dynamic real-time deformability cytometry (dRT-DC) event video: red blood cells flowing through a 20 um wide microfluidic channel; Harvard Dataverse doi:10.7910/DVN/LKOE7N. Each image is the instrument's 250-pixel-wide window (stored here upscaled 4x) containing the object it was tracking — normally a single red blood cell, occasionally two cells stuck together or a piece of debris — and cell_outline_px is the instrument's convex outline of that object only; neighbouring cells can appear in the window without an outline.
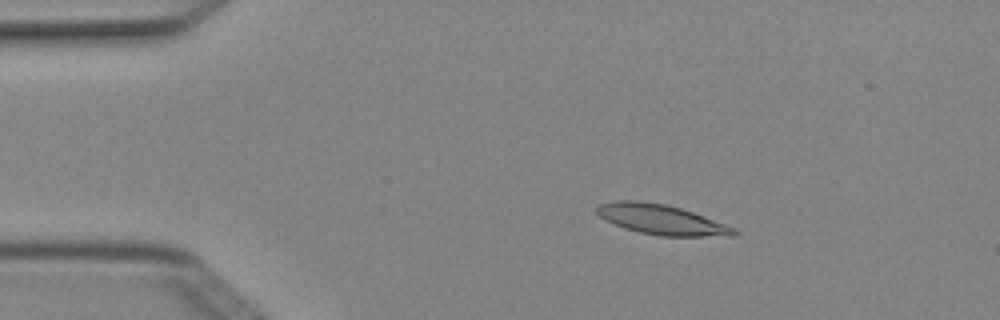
{"species": "Egyptian fruit bat (a non-hibernating species)", "species_latin": "Rousettus aegyptiacus", "temperature_condition": "cold", "stored_images_in_passage": 4, "camera_frame_rate_fps": 3000, "um_per_image_px": 0.085, "animal": {"sex": "female"}, "frame": {"image": 1, "passage_image": 3, "time_ms": 0.667, "image_size_px": [1000, 320], "cell_outline_px": [[740, 232], [736, 236], [660, 236], [640, 232], [624, 228], [612, 224], [604, 220], [596, 212], [596, 208], [600, 204], [612, 200], [636, 200], [664, 204], [680, 208], [704, 216], [736, 228]], "centroid_in_image_um": [56.21, 18.67], "position_along_channel_um": 28.8, "area_um2": 24.1}}